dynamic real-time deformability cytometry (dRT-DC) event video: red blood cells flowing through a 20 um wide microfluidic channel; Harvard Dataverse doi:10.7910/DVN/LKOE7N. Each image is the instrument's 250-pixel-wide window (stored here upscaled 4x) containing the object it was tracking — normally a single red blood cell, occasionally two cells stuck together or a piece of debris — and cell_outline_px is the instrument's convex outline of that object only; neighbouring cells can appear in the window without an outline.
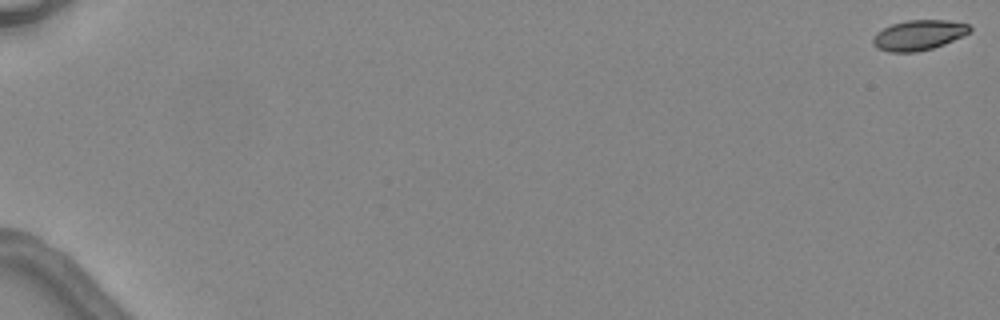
{"species": "common noctule bat (a hibernating species)", "species_latin": "Nyctalus noctula", "temperature_condition": "warm", "stored_images_in_passage": 5, "camera_frame_rate_fps": 3000, "um_per_image_px": 0.085, "animal": {"sex": "female", "body_mass_g": 24.6, "forearm_length_mm": 56.2}, "frame": {"image": 1, "passage_image": 1, "time_ms": 0.0, "image_size_px": [1000, 320], "cell_outline_px": [[972, 32], [964, 36], [944, 44], [932, 48], [916, 52], [888, 52], [876, 48], [872, 44], [872, 36], [876, 32], [892, 24], [908, 20], [948, 20], [968, 24], [972, 28]], "centroid_in_image_um": [78.09, 2.99], "position_along_channel_um": 6.9, "area_um2": 17.22}}
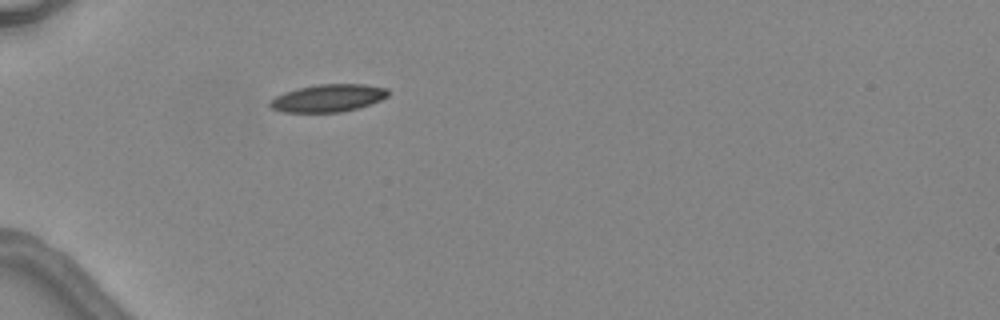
{"frame": {"image": 2, "passage_image": 5, "time_ms": 5.667, "image_size_px": [1000, 320], "cell_outline_px": [[388, 96], [380, 100], [356, 108], [340, 112], [284, 112], [272, 108], [268, 104], [268, 100], [284, 92], [300, 88], [320, 84], [364, 84], [388, 88]], "centroid_in_image_um": [27.87, 8.33], "position_along_channel_um": 57.1, "area_um2": 18.79}}